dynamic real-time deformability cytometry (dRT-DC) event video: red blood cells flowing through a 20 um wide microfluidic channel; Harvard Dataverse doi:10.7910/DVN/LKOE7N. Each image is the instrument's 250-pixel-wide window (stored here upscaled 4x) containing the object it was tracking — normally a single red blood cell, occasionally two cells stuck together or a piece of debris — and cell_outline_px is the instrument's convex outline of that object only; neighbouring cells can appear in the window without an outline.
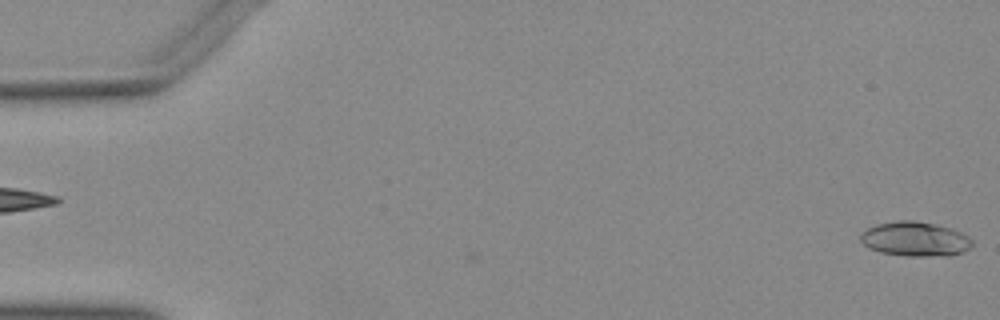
{"species": "Egyptian fruit bat (a non-hibernating species)", "species_latin": "Rousettus aegyptiacus", "temperature_condition": "warm", "stored_images_in_passage": 52, "camera_frame_rate_fps": 3000, "um_per_image_px": 0.085, "animal": {"sex": "female"}, "frame": {"image": 1, "passage_image": 1, "time_ms": 0.0, "image_size_px": [1000, 320], "cell_outline_px": [[972, 244], [968, 248], [952, 256], [908, 256], [880, 252], [868, 248], [860, 240], [860, 232], [876, 224], [896, 220], [912, 220], [936, 224], [952, 228], [968, 236], [972, 240]], "centroid_in_image_um": [77.76, 20.31], "position_along_channel_um": 7.2, "area_um2": 22.6}}
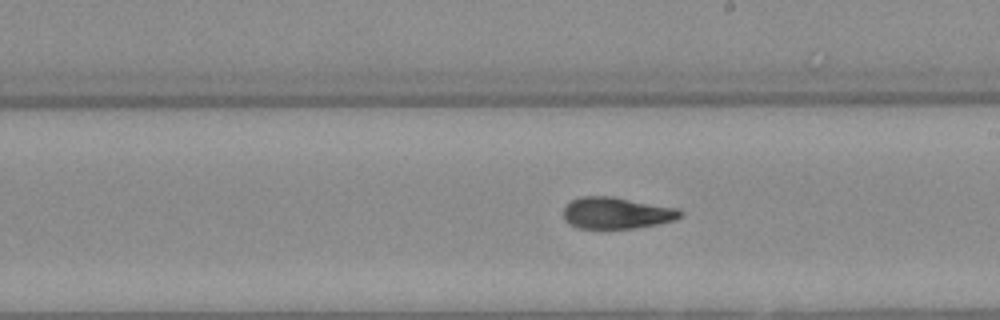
{"frame": {"image": 2, "passage_image": 30, "time_ms": 9.667, "image_size_px": [1000, 320], "cell_outline_px": [[680, 216], [676, 220], [636, 228], [580, 228], [568, 224], [564, 220], [564, 208], [572, 200], [580, 196], [612, 196], [680, 208]], "centroid_in_image_um": [52.4, 18.1], "position_along_channel_um": 236.6, "area_um2": 21.5}}
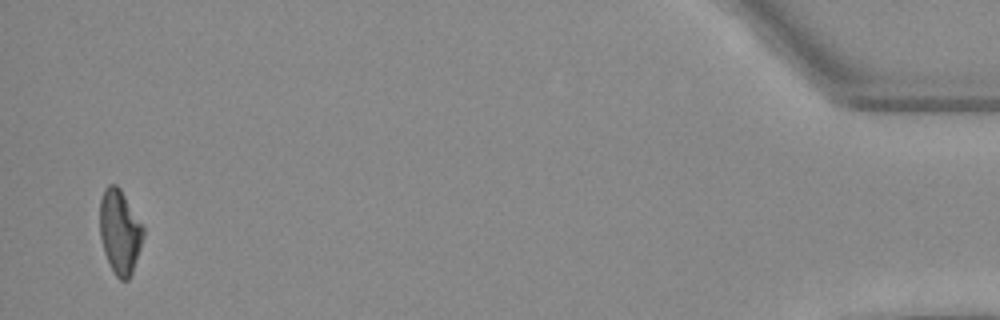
{"frame": {"image": 3, "passage_image": 51, "time_ms": 16.667, "image_size_px": [1000, 320], "cell_outline_px": [[144, 232], [140, 248], [132, 272], [128, 280], [120, 280], [116, 276], [104, 252], [100, 236], [100, 200], [104, 188], [108, 184], [116, 184], [120, 188], [144, 228]], "centroid_in_image_um": [10.17, 19.68], "position_along_channel_um": 425.0, "area_um2": 21.04}}